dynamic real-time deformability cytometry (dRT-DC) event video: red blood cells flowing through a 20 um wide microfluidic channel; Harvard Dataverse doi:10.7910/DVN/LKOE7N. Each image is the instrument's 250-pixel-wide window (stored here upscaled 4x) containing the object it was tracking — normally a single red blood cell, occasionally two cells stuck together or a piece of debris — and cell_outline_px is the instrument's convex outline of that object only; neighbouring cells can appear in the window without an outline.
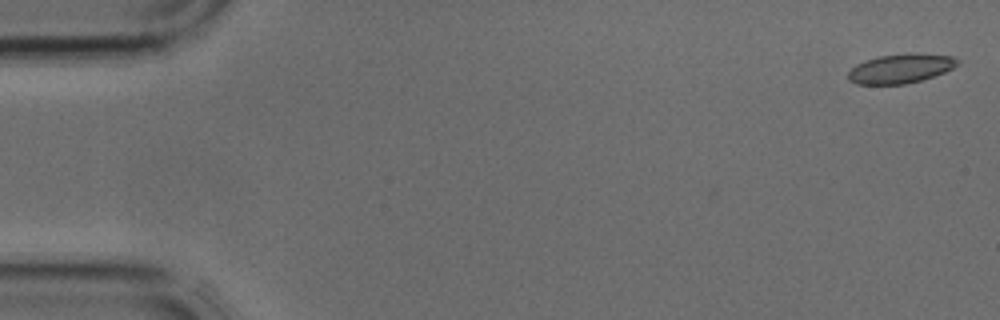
{"species": "common noctule bat (a hibernating species)", "species_latin": "Nyctalus noctula", "temperature_condition": "cold", "stored_images_in_passage": 3, "camera_frame_rate_fps": 3000, "um_per_image_px": 0.085, "animal": {"sex": "male", "body_mass_g": 17.9, "forearm_length_mm": 54.2}, "frame": {"image": 1, "passage_image": 1, "time_ms": 0.0, "image_size_px": [1000, 320], "cell_outline_px": [[960, 64], [944, 72], [920, 80], [904, 84], [856, 84], [848, 80], [848, 72], [856, 64], [864, 60], [880, 56], [908, 52], [916, 52], [952, 56]], "centroid_in_image_um": [76.53, 5.81], "position_along_channel_um": 8.5, "area_um2": 18.73}}
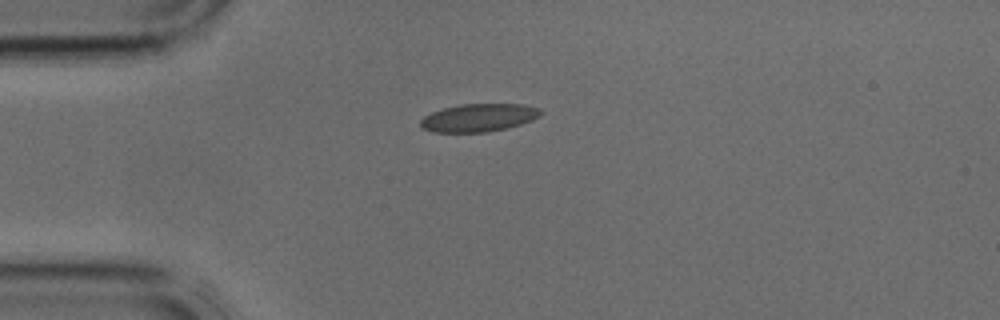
{"frame": {"image": 2, "passage_image": 3, "time_ms": 0.667, "image_size_px": [1000, 320], "cell_outline_px": [[544, 112], [540, 116], [532, 120], [520, 124], [488, 132], [432, 132], [420, 128], [420, 120], [424, 116], [432, 112], [444, 108], [460, 104], [524, 104], [540, 108]], "centroid_in_image_um": [40.69, 10.0], "position_along_channel_um": 44.3, "area_um2": 19.65}}